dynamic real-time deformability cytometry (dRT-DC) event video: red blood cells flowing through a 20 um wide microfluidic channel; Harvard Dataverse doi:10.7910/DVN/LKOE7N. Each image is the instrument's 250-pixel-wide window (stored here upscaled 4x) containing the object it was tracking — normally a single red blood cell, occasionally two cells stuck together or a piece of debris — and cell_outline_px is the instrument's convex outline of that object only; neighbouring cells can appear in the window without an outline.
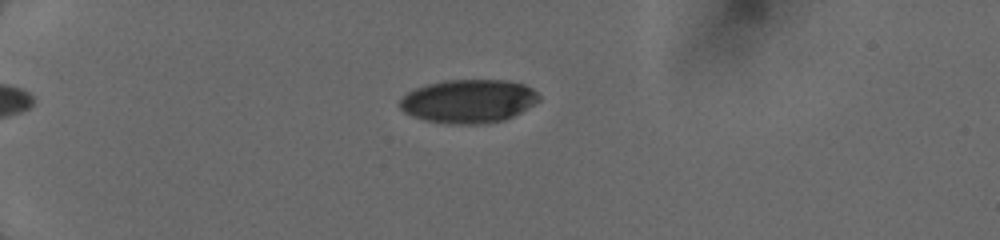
{"species": "human", "species_latin": "Homo sapiens", "temperature_condition": "cold", "stored_images_in_passage": 15, "camera_frame_rate_fps": 3000, "um_per_image_px": 0.085, "donor": {"sex": "female"}, "frame": {"image": 1, "passage_image": 8, "time_ms": 1.667, "image_size_px": [1000, 240], "cell_outline_px": [[540, 100], [520, 112], [504, 120], [476, 124], [448, 124], [424, 120], [412, 116], [404, 112], [400, 108], [400, 100], [408, 92], [416, 88], [428, 84], [444, 80], [504, 80], [524, 84], [532, 88], [540, 96]], "centroid_in_image_um": [39.81, 8.6], "position_along_channel_um": 45.2, "area_um2": 35.14}}